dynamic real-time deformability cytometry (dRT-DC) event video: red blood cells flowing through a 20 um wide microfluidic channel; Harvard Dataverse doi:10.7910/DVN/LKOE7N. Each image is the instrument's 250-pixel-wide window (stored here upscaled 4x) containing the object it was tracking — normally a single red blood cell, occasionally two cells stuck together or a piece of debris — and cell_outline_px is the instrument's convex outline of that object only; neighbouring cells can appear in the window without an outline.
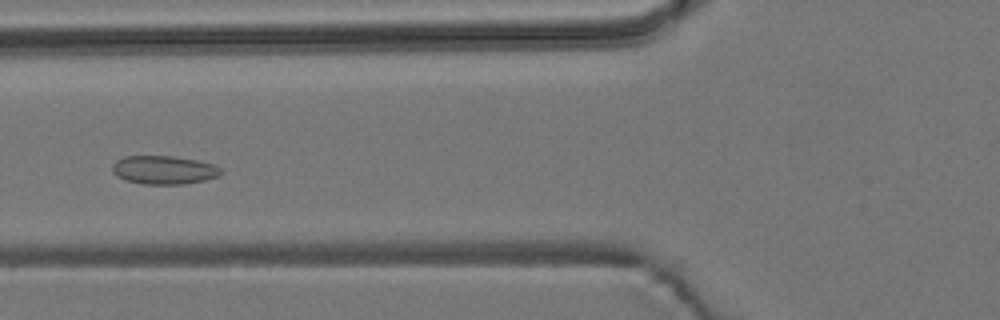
{"species": "common noctule bat (a hibernating species)", "species_latin": "Nyctalus noctula", "temperature_condition": "room temperature", "stored_images_in_passage": 6, "camera_frame_rate_fps": 3000, "um_per_image_px": 0.085, "animal": {"sex": "male", "body_mass_g": 19.2, "forearm_length_mm": 51.8}, "frame": {"image": 1, "passage_image": 6, "time_ms": 5.667, "image_size_px": [1000, 320], "cell_outline_px": [[224, 172], [220, 176], [204, 180], [184, 184], [144, 184], [124, 180], [116, 176], [112, 172], [112, 164], [116, 160], [124, 156], [172, 156], [196, 160], [212, 164], [220, 168]], "centroid_in_image_um": [13.91, 14.45], "position_along_channel_um": 111.9, "area_um2": 18.15}}